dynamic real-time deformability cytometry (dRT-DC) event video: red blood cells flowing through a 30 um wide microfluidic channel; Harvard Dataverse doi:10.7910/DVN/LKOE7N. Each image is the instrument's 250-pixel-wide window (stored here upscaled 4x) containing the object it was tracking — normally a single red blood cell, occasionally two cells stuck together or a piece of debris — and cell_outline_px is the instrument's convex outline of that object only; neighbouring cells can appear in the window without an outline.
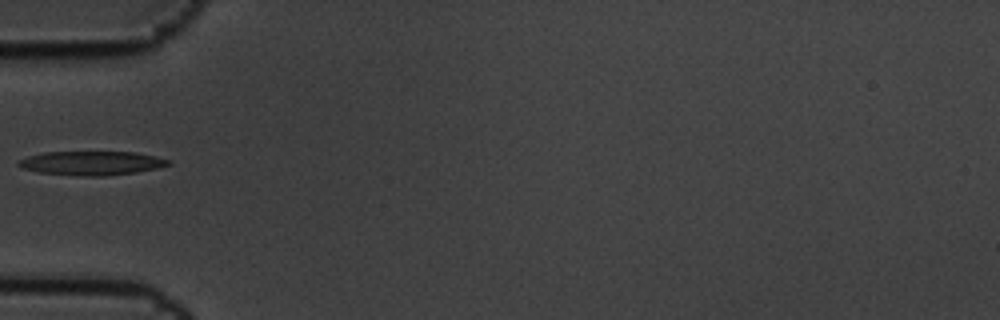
{"species": "common noctule bat (a hibernating species)", "species_latin": "Nyctalus noctula", "temperature_condition": "cold", "stored_images_in_passage": 7, "camera_frame_rate_fps": 3000, "um_per_image_px": 0.085, "animal": {"sex": "male", "body_mass_g": 19.5, "forearm_length_mm": 54.6}, "frame": {"image": 1, "passage_image": 7, "time_ms": 2.0, "image_size_px": [1000, 320], "cell_outline_px": [[172, 164], [156, 168], [136, 172], [100, 176], [88, 176], [40, 172], [24, 168], [16, 164], [20, 160], [28, 156], [44, 152], [136, 152], [172, 160]], "centroid_in_image_um": [7.83, 13.85], "position_along_channel_um": 77.2, "area_um2": 20.63}}